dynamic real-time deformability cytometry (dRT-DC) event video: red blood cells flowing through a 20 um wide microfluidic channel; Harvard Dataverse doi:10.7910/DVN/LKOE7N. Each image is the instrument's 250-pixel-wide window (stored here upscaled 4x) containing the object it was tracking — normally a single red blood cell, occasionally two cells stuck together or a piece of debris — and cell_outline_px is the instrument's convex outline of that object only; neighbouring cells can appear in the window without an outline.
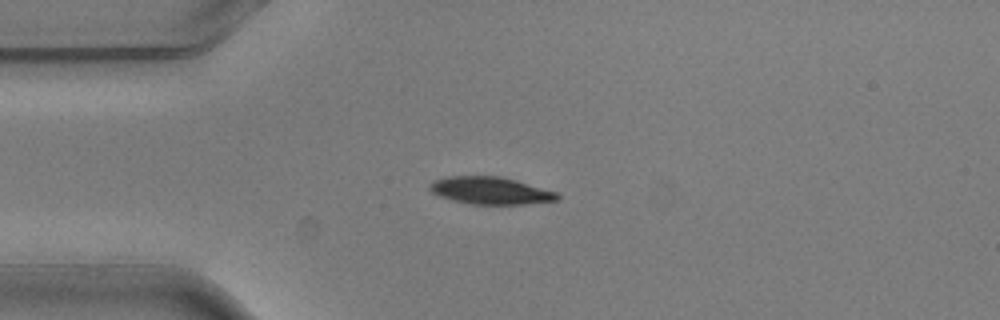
{"species": "common noctule bat (a hibernating species)", "species_latin": "Nyctalus noctula", "temperature_condition": "warm", "stored_images_in_passage": 6, "camera_frame_rate_fps": 3000, "um_per_image_px": 0.085, "animal": {"sex": "male", "body_mass_g": 20.5, "forearm_length_mm": 52.5}, "frame": {"image": 1, "passage_image": 3, "time_ms": 0.667, "image_size_px": [1000, 320], "cell_outline_px": [[560, 200], [524, 204], [472, 204], [452, 200], [440, 196], [432, 192], [428, 188], [428, 184], [432, 180], [444, 176], [500, 176], [516, 180], [556, 192], [560, 196]], "centroid_in_image_um": [41.65, 16.19], "position_along_channel_um": 43.4, "area_um2": 20.4}}
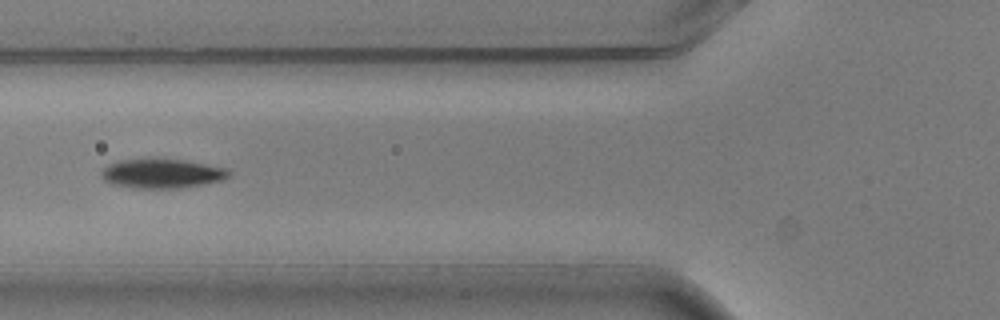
{"frame": {"image": 2, "passage_image": 5, "time_ms": 1.333, "image_size_px": [1000, 320], "cell_outline_px": [[232, 176], [220, 180], [180, 188], [136, 188], [112, 184], [104, 180], [100, 176], [100, 172], [108, 164], [116, 160], [184, 160], [228, 168], [232, 172]], "centroid_in_image_um": [13.76, 14.76], "position_along_channel_um": 112.0, "area_um2": 21.56}}
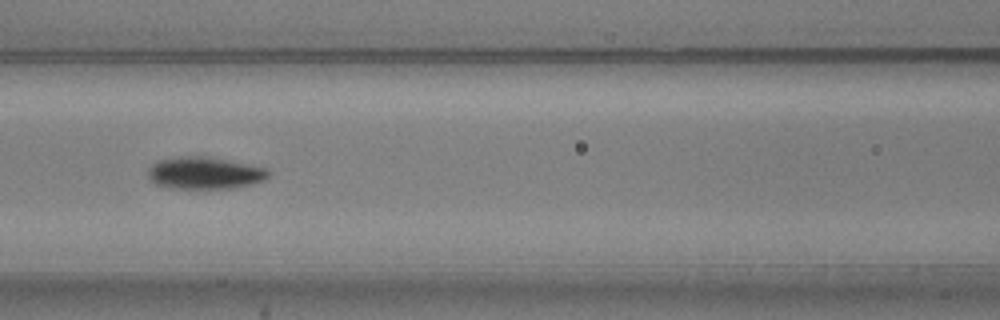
{"frame": {"image": 3, "passage_image": 6, "time_ms": 1.667, "image_size_px": [1000, 320], "cell_outline_px": [[268, 176], [264, 180], [232, 188], [168, 188], [156, 184], [148, 176], [148, 168], [156, 160], [180, 156], [208, 156], [268, 168]], "centroid_in_image_um": [17.35, 14.69], "position_along_channel_um": 149.2, "area_um2": 22.48}}